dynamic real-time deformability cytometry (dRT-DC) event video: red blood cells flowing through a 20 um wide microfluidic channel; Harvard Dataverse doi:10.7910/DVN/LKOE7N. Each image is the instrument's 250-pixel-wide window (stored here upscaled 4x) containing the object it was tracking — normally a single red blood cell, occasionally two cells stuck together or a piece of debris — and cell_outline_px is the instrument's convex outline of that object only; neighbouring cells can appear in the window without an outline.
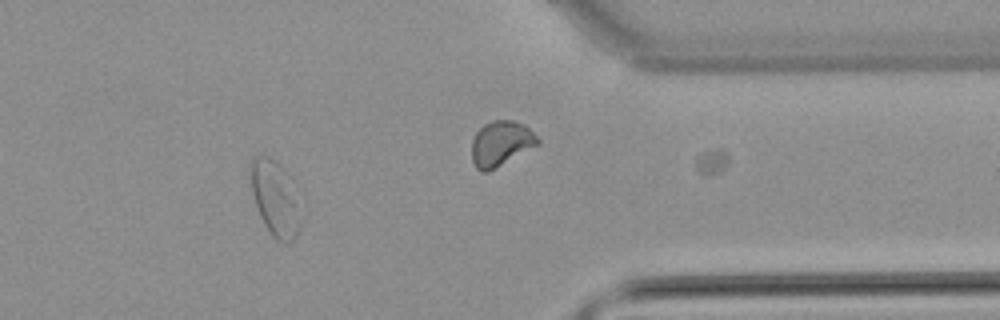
{"species": "common noctule bat (a hibernating species)", "species_latin": "Nyctalus noctula", "temperature_condition": "warm", "stored_images_in_passage": 34, "camera_frame_rate_fps": 3000, "um_per_image_px": 0.085, "animal": {"sex": "male", "body_mass_g": 21.5, "forearm_length_mm": 52.0}, "frame": {"image": 1, "passage_image": 25, "time_ms": 8.0, "image_size_px": [1000, 320], "cell_outline_px": [[304, 220], [296, 236], [288, 244], [284, 244], [276, 240], [272, 236], [264, 224], [260, 216], [252, 192], [252, 156], [256, 152], [268, 156], [276, 160], [288, 172], [304, 216]], "centroid_in_image_um": [23.46, 16.88], "position_along_channel_um": 387.9, "area_um2": 22.66}}